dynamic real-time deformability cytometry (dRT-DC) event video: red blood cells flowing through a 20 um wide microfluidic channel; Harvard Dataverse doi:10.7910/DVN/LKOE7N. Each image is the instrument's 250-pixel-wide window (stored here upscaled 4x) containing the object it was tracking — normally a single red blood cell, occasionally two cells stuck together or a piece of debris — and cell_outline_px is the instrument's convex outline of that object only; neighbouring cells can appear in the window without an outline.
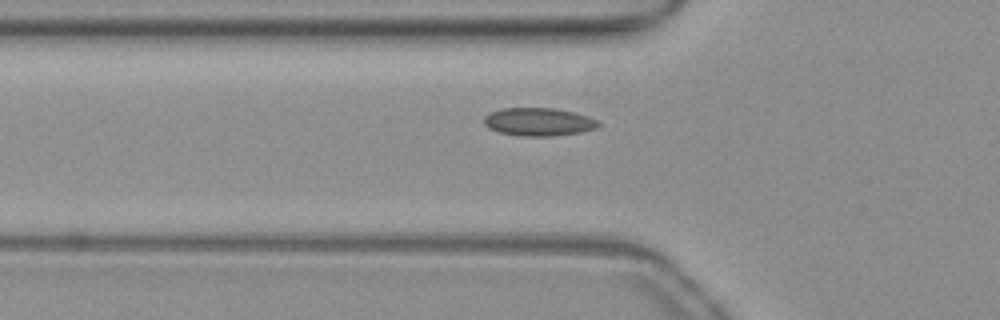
{"species": "common noctule bat (a hibernating species)", "species_latin": "Nyctalus noctula", "temperature_condition": "warm", "stored_images_in_passage": 39, "camera_frame_rate_fps": 3000, "um_per_image_px": 0.085, "animal": {"sex": "female", "body_mass_g": 19.3, "forearm_length_mm": 54.1}, "frame": {"image": 1, "passage_image": 7, "time_ms": 2.0, "image_size_px": [1000, 320], "cell_outline_px": [[600, 124], [596, 128], [580, 132], [552, 136], [524, 136], [500, 132], [488, 128], [484, 124], [484, 116], [492, 112], [504, 108], [552, 108], [572, 112], [588, 116], [600, 120]], "centroid_in_image_um": [45.8, 10.36], "position_along_channel_um": 80.0, "area_um2": 18.55}}
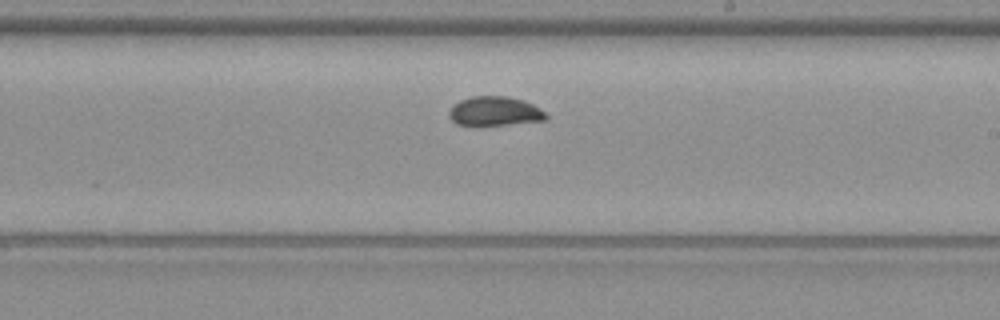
{"frame": {"image": 2, "passage_image": 20, "time_ms": 6.333, "image_size_px": [1000, 320], "cell_outline_px": [[548, 120], [504, 124], [456, 124], [448, 116], [448, 112], [452, 104], [460, 100], [472, 96], [508, 96], [524, 100], [540, 108], [548, 116]], "centroid_in_image_um": [42.05, 9.43], "position_along_channel_um": 247.0, "area_um2": 16.42}}
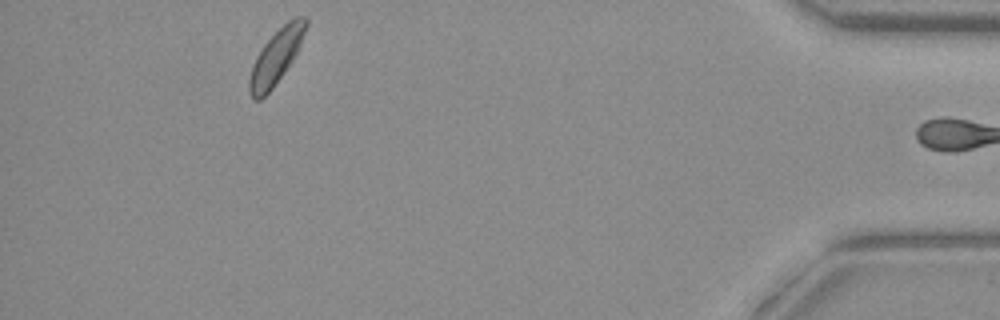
{"frame": {"image": 3, "passage_image": 38, "time_ms": 12.333, "image_size_px": [1000, 320], "cell_outline_px": [[308, 24], [300, 44], [292, 60], [284, 72], [272, 88], [260, 100], [252, 100], [248, 92], [248, 80], [252, 64], [256, 56], [264, 44], [288, 20], [296, 16], [304, 16], [308, 20]], "centroid_in_image_um": [23.43, 4.85], "position_along_channel_um": 411.8, "area_um2": 17.69}, "authors_computed_cell_mechanics": {"area_um2": 17.051, "velocity_mm_per_s": 3.8223, "shape_relaxation_time_tau1_ms": 4.4706, "shape_relaxation_time_tau2_ms": null, "deformation_change_tau1": 0.1369, "deformation_change_tau2": null}}